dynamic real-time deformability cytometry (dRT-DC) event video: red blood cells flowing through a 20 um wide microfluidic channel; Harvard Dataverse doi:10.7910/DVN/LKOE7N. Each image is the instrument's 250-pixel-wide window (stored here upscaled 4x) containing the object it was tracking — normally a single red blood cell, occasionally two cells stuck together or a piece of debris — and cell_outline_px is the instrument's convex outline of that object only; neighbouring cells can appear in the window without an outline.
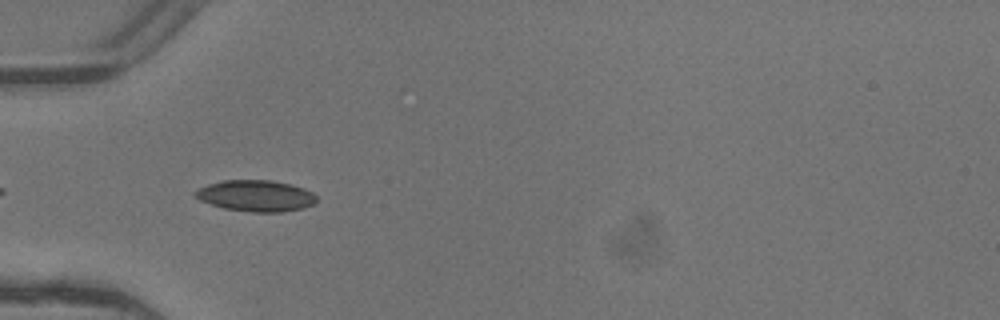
{"species": "common noctule bat (a hibernating species)", "species_latin": "Nyctalus noctula", "temperature_condition": "warm", "stored_images_in_passage": 4, "camera_frame_rate_fps": 3000, "um_per_image_px": 0.085, "animal": {"sex": "female"}, "frame": {"image": 1, "passage_image": 4, "time_ms": 1.0, "image_size_px": [1000, 320], "cell_outline_px": [[320, 200], [316, 204], [300, 208], [280, 212], [252, 212], [224, 208], [200, 200], [192, 192], [208, 184], [224, 180], [272, 180], [292, 184], [304, 188], [312, 192]], "centroid_in_image_um": [21.8, 16.63], "position_along_channel_um": 63.2, "area_um2": 22.14}}